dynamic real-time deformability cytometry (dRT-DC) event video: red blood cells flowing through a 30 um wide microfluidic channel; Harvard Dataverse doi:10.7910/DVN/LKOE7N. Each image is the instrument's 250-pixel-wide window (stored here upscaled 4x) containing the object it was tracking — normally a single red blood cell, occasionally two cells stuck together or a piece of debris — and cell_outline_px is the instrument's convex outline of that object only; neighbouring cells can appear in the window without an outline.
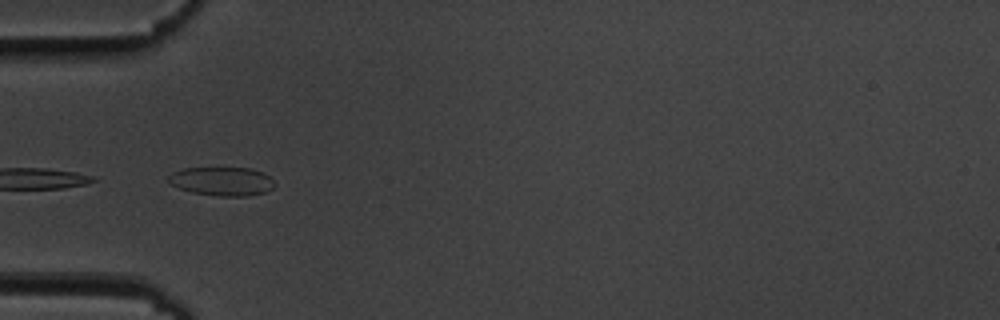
{"species": "common noctule bat (a hibernating species)", "species_latin": "Nyctalus noctula", "temperature_condition": "cold", "stored_images_in_passage": 53, "camera_frame_rate_fps": 3000, "um_per_image_px": 0.085, "animal": {"sex": "male", "body_mass_g": 19.5, "forearm_length_mm": 54.6}, "frame": {"image": 1, "passage_image": 18, "time_ms": 5.667, "image_size_px": [1000, 320], "cell_outline_px": [[276, 184], [272, 188], [264, 192], [248, 196], [220, 196], [192, 192], [168, 184], [168, 176], [172, 172], [184, 168], [252, 168], [264, 172]], "centroid_in_image_um": [18.86, 15.4], "position_along_channel_um": 66.1, "area_um2": 17.8}}
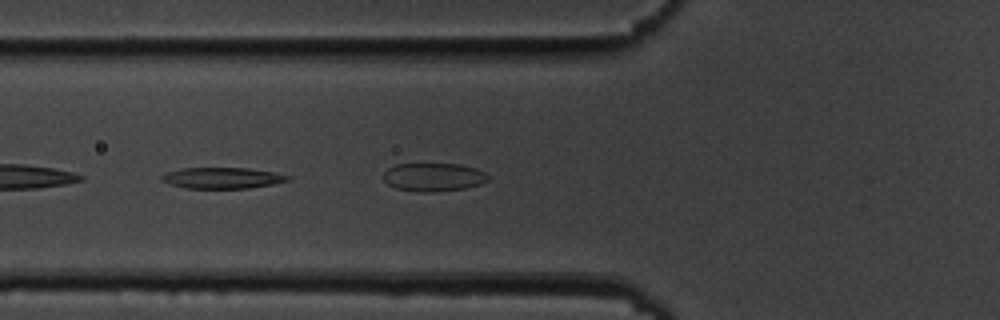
{"frame": {"image": 2, "passage_image": 20, "time_ms": 6.333, "image_size_px": [1000, 320], "cell_outline_px": [[292, 176], [288, 180], [272, 184], [248, 188], [184, 188], [160, 180], [160, 176], [168, 172], [184, 168], [248, 168], [272, 172]], "centroid_in_image_um": [18.88, 15.12], "position_along_channel_um": 106.9, "area_um2": 15.26}}
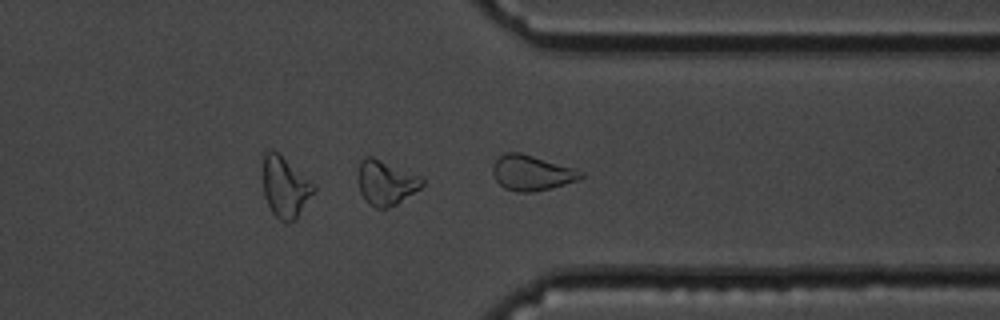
{"frame": {"image": 3, "passage_image": 43, "time_ms": 14.0, "image_size_px": [1000, 320], "cell_outline_px": [[424, 184], [420, 188], [396, 204], [388, 208], [376, 208], [368, 204], [360, 192], [356, 176], [360, 160], [364, 156], [372, 156], [420, 176], [424, 180]], "centroid_in_image_um": [32.75, 15.51], "position_along_channel_um": 378.7, "area_um2": 16.82}, "authors_computed_cell_mechanics": {"area_um2": 16.8198, "velocity_mm_per_s": 3.612, "shape_relaxation_time_tau1_ms": 2.5059, "shape_relaxation_time_tau2_ms": 2.6652, "deformation_change_tau1": 0.1094, "deformation_change_tau2": 0.1088}}